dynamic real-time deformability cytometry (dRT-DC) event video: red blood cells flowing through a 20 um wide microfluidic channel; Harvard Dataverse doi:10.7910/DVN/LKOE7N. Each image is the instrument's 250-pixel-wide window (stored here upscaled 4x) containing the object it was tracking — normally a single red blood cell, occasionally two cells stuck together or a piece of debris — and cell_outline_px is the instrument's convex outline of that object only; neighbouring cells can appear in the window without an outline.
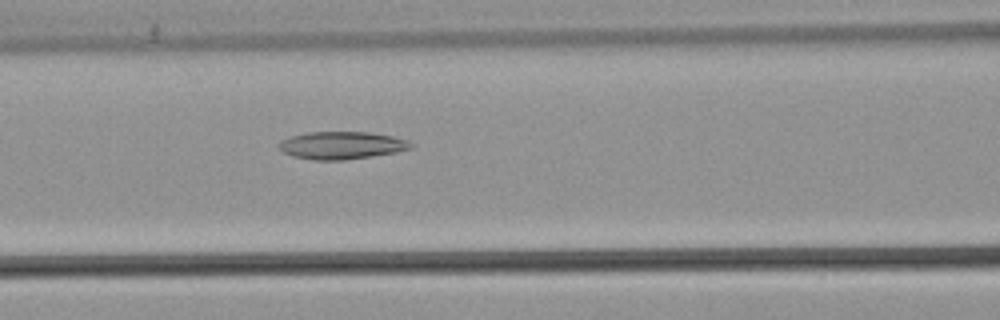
{"species": "common noctule bat (a hibernating species)", "species_latin": "Nyctalus noctula", "temperature_condition": "warm", "stored_images_in_passage": 53, "camera_frame_rate_fps": 3000, "um_per_image_px": 0.085, "animal": {"sex": "male", "body_mass_g": 21.5, "forearm_length_mm": 52.0}, "frame": {"image": 1, "passage_image": 23, "time_ms": 7.333, "image_size_px": [1000, 320], "cell_outline_px": [[412, 148], [396, 152], [372, 156], [344, 160], [312, 160], [292, 156], [284, 152], [276, 144], [280, 140], [292, 136], [308, 132], [368, 132], [392, 136], [408, 140], [412, 144]], "centroid_in_image_um": [29.02, 12.35], "position_along_channel_um": 137.6, "area_um2": 21.21}}
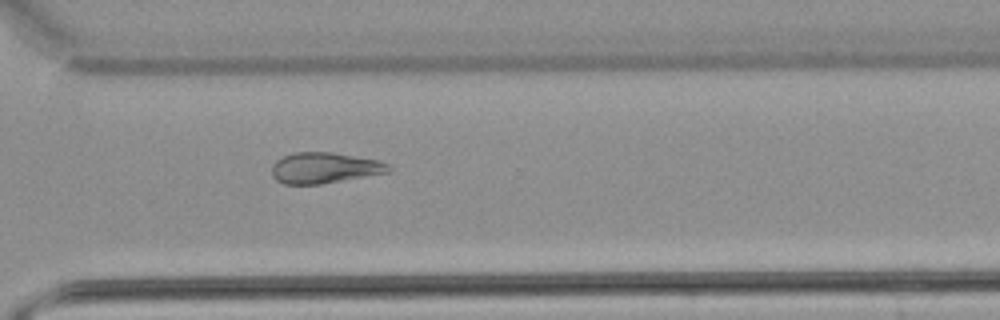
{"frame": {"image": 2, "passage_image": 39, "time_ms": 12.667, "image_size_px": [1000, 320], "cell_outline_px": [[392, 168], [388, 172], [320, 184], [284, 184], [276, 180], [272, 176], [272, 164], [276, 160], [284, 156], [296, 152], [332, 152], [376, 160], [388, 164]], "centroid_in_image_um": [27.53, 14.27], "position_along_channel_um": 343.1, "area_um2": 20.75}}
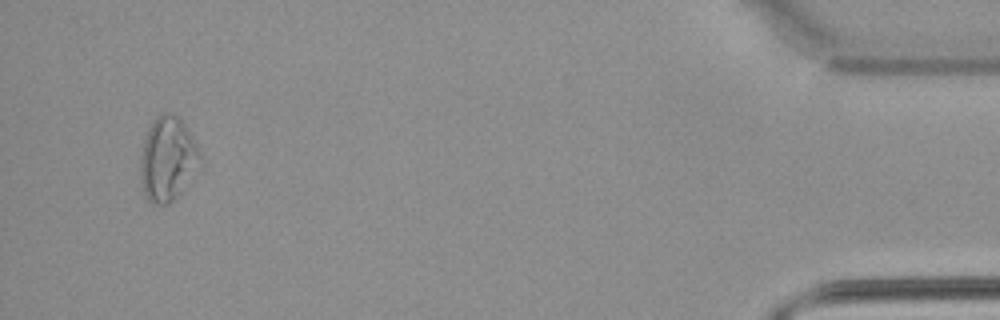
{"frame": {"image": 3, "passage_image": 51, "time_ms": 16.667, "image_size_px": [1000, 320], "cell_outline_px": [[200, 168], [180, 192], [168, 204], [156, 204], [148, 200], [144, 196], [140, 180], [140, 160], [144, 140], [148, 128], [152, 120], [160, 112], [176, 112], [192, 136], [196, 144], [200, 156]], "centroid_in_image_um": [14.23, 13.48], "position_along_channel_um": 421.0, "area_um2": 29.54}}